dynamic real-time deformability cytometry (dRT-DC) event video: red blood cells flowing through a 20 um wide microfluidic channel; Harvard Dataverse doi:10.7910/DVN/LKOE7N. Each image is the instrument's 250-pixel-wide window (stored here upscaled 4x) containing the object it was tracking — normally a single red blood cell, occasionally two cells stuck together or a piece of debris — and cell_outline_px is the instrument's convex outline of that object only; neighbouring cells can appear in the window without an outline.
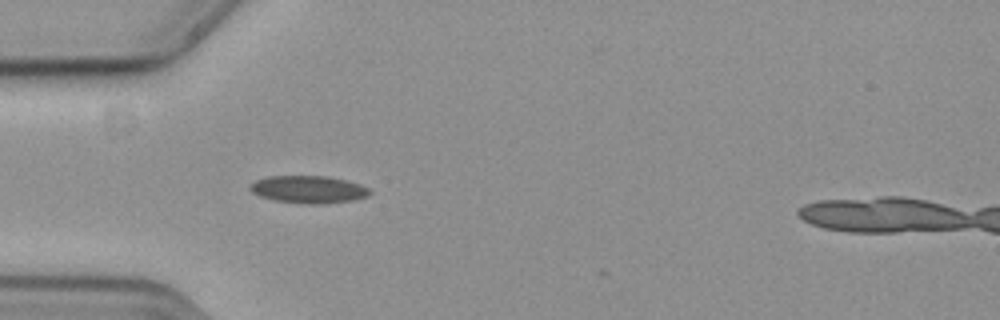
{"species": "common noctule bat (a hibernating species)", "species_latin": "Nyctalus noctula", "temperature_condition": "cold", "stored_images_in_passage": 2, "camera_frame_rate_fps": 3000, "um_per_image_px": 0.085, "animal": {"sex": "female", "body_mass_g": 19.3, "forearm_length_mm": 54.1}, "frame": {"image": 1, "passage_image": 1, "time_ms": 0.0, "image_size_px": [1000, 320], "cell_outline_px": [[372, 192], [368, 196], [356, 200], [324, 204], [308, 204], [272, 200], [260, 196], [252, 192], [248, 188], [256, 180], [268, 176], [328, 176], [360, 184], [368, 188]], "centroid_in_image_um": [26.24, 16.11], "position_along_channel_um": 58.8, "area_um2": 19.25}}